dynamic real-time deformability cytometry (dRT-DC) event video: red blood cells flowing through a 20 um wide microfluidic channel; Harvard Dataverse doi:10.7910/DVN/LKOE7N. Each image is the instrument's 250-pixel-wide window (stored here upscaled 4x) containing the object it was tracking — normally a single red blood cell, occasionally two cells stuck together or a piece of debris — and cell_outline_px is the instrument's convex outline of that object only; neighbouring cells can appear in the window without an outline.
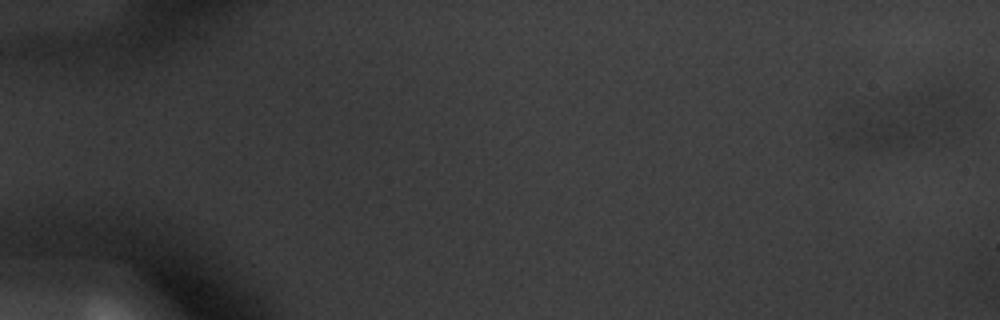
{"species": "common noctule bat (a hibernating species)", "species_latin": "Nyctalus noctula", "temperature_condition": "warm", "stored_images_in_passage": 7, "segment_of_instrument_passage": [2, 2], "camera_frame_rate_fps": 3000, "um_per_image_px": 0.085, "animal": {"sex": "male", "body_mass_g": 20.1, "forearm_length_mm": 53.5}, "frame": {"image": 1, "passage_image": 3, "time_ms": 0.667, "image_size_px": [1000, 320], "cell_outline_px": [[948, 120], [944, 124], [912, 140], [900, 144], [876, 144], [856, 140], [852, 128], [888, 96], [948, 96]], "centroid_in_image_um": [76.69, 10.15], "position_along_channel_um": 8.3, "area_um2": 24.97}}